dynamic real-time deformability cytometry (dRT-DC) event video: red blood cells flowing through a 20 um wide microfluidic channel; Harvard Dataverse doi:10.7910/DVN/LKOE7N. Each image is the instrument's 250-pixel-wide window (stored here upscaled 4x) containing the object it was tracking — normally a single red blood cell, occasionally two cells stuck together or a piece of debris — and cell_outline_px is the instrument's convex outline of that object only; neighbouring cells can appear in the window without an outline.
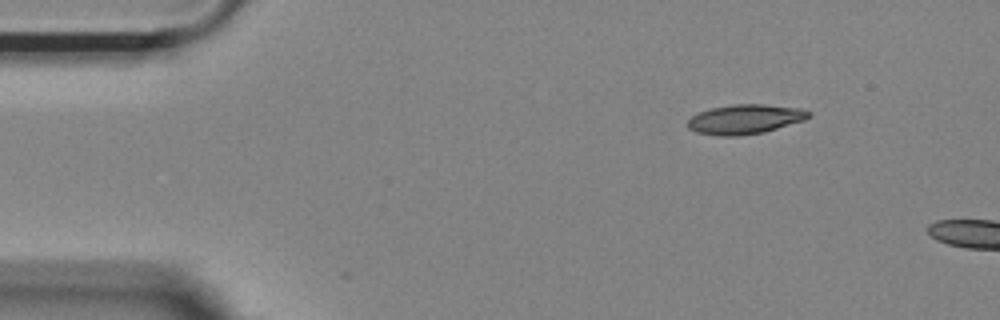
{"species": "Egyptian fruit bat (a non-hibernating species)", "species_latin": "Rousettus aegyptiacus", "temperature_condition": "room temperature", "stored_images_in_passage": 31, "camera_frame_rate_fps": 3000, "um_per_image_px": 0.085, "animal": {"sex": "female"}, "frame": {"image": 1, "passage_image": 1, "time_ms": 0.0, "image_size_px": [1000, 320], "cell_outline_px": [[812, 116], [804, 120], [764, 132], [740, 136], [720, 136], [696, 132], [688, 128], [688, 120], [692, 116], [700, 112], [712, 108], [732, 104], [764, 104], [800, 108], [812, 112]], "centroid_in_image_um": [63.35, 10.13], "position_along_channel_um": 21.6, "area_um2": 20.87}}
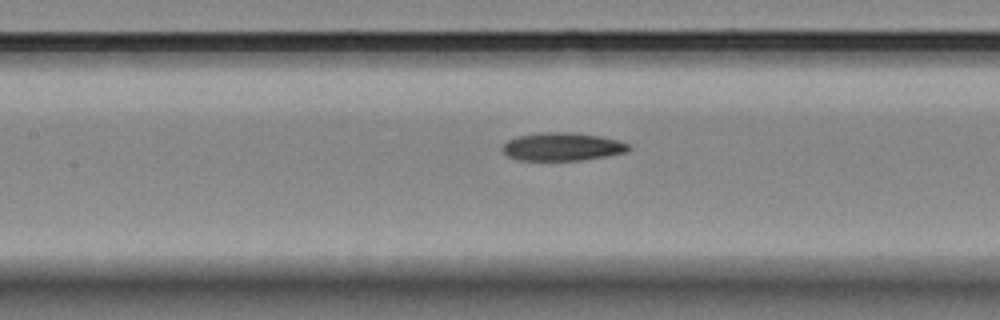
{"frame": {"image": 2, "passage_image": 18, "time_ms": 5.667, "image_size_px": [1000, 320], "cell_outline_px": [[632, 148], [628, 152], [580, 160], [520, 160], [508, 156], [500, 148], [508, 140], [516, 136], [536, 132], [572, 132], [600, 136], [616, 140], [628, 144]], "centroid_in_image_um": [47.77, 12.46], "position_along_channel_um": 159.6, "area_um2": 20.69}}
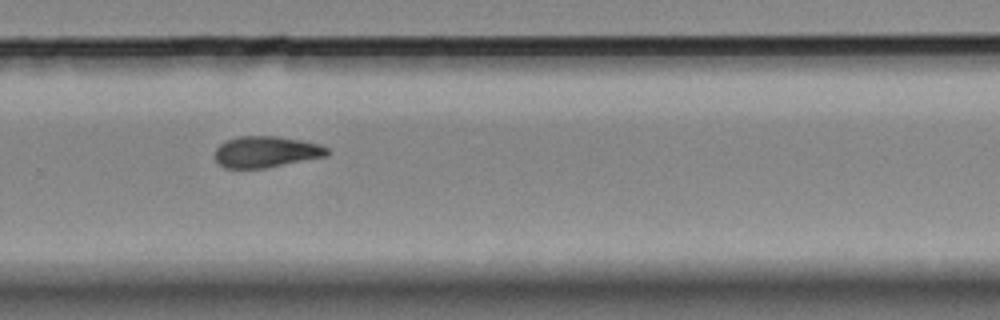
{"frame": {"image": 3, "passage_image": 30, "time_ms": 9.667, "image_size_px": [1000, 320], "cell_outline_px": [[332, 152], [328, 156], [264, 168], [224, 168], [216, 160], [216, 148], [224, 140], [240, 136], [276, 136], [300, 140], [320, 144], [328, 148]], "centroid_in_image_um": [22.65, 12.9], "position_along_channel_um": 307.2, "area_um2": 20.52}}